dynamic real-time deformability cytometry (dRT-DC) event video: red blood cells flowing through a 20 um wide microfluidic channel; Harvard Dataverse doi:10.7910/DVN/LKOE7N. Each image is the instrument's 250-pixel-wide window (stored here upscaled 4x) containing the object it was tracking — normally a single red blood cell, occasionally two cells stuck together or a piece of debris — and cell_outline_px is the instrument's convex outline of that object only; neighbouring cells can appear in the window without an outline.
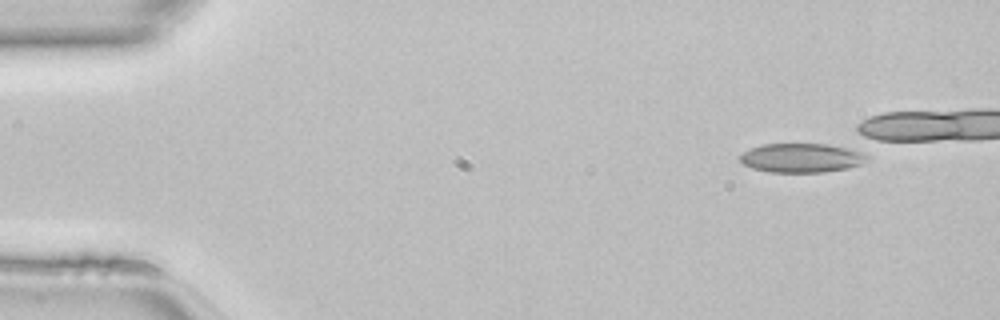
{"species": "common noctule bat (a hibernating species)", "species_latin": "Nyctalus noctula", "temperature_condition": "room temperature", "stored_images_in_passage": 1, "camera_frame_rate_fps": 3000, "um_per_image_px": 0.085, "animal": {"sex": "female", "body_mass_g": 22.7, "forearm_length_mm": 54.2}, "frame": {"image": 1, "passage_image": 1, "time_ms": 0.0, "image_size_px": [1000, 320], "cell_outline_px": [[868, 156], [860, 164], [848, 168], [824, 172], [768, 172], [752, 168], [744, 164], [740, 160], [740, 156], [744, 152], [752, 148], [764, 144], [828, 144], [860, 148]], "centroid_in_image_um": [68.2, 13.41], "position_along_channel_um": 16.8, "area_um2": 21.73}}